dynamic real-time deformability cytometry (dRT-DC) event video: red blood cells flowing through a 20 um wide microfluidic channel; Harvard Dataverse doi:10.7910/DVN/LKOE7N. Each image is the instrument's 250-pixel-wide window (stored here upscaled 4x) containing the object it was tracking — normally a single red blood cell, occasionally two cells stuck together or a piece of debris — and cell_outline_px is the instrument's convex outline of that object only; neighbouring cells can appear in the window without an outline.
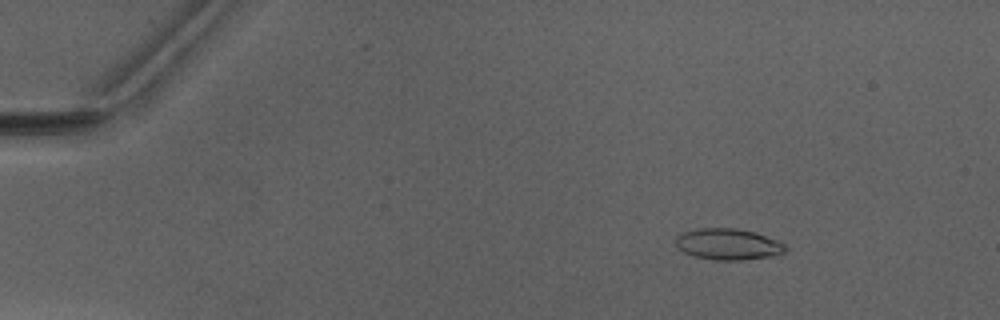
{"species": "Egyptian fruit bat (a non-hibernating species)", "species_latin": "Rousettus aegyptiacus", "temperature_condition": "warm", "stored_images_in_passage": 4, "camera_frame_rate_fps": 3000, "um_per_image_px": 0.085, "animal": {"sex": "male"}, "frame": {"image": 1, "passage_image": 2, "time_ms": 1.333, "image_size_px": [1000, 320], "cell_outline_px": [[788, 248], [784, 252], [768, 256], [740, 260], [716, 260], [692, 256], [684, 252], [676, 244], [676, 236], [684, 232], [696, 228], [736, 228], [752, 232], [776, 240], [784, 244]], "centroid_in_image_um": [61.85, 20.75], "position_along_channel_um": 23.2, "area_um2": 19.65}}